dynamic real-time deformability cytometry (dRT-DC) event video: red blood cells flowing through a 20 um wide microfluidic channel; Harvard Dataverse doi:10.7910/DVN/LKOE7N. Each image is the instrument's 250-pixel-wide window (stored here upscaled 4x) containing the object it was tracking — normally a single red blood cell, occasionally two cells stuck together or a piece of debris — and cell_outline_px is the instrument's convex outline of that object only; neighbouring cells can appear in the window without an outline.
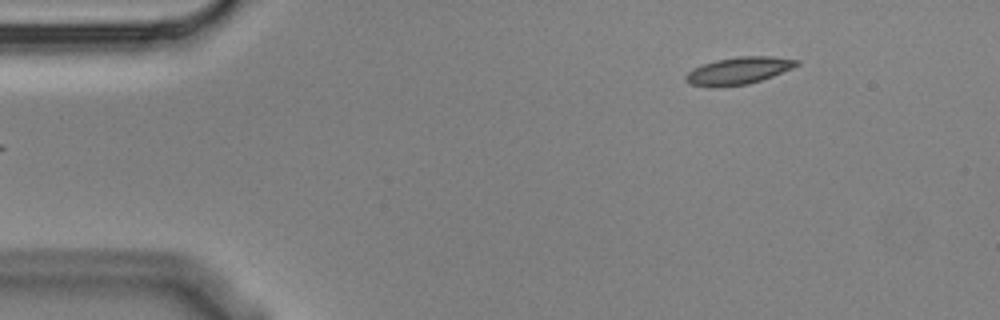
{"species": "Egyptian fruit bat (a non-hibernating species)", "species_latin": "Rousettus aegyptiacus", "temperature_condition": "cold", "stored_images_in_passage": 4, "segment_of_instrument_passage": [2, 2], "camera_frame_rate_fps": 3000, "um_per_image_px": 0.085, "animal": {"sex": "male"}, "frame": {"image": 1, "passage_image": 4, "time_ms": 1.0, "image_size_px": [1000, 320], "cell_outline_px": [[800, 64], [792, 68], [772, 76], [748, 84], [712, 88], [688, 84], [684, 80], [684, 76], [692, 68], [716, 60], [736, 56], [772, 56], [800, 60]], "centroid_in_image_um": [62.73, 6.02], "position_along_channel_um": 22.3, "area_um2": 17.8}}